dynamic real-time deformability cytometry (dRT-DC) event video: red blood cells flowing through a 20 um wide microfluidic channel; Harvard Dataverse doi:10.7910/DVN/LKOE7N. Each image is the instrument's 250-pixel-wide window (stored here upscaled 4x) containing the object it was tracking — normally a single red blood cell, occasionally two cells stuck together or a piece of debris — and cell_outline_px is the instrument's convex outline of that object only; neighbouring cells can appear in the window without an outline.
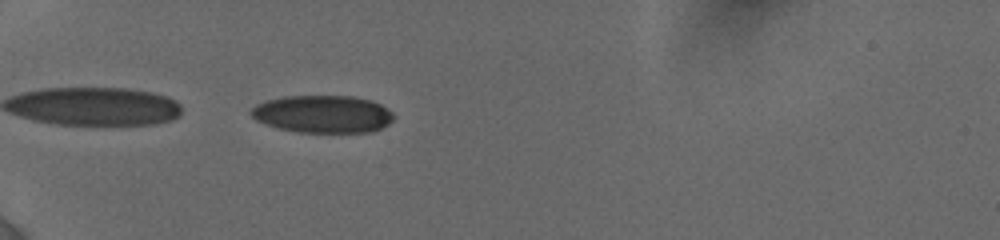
{"species": "human", "species_latin": "Homo sapiens", "temperature_condition": "cold", "stored_images_in_passage": 23, "camera_frame_rate_fps": 3000, "um_per_image_px": 0.085, "donor": {"sex": "female"}, "frame": {"image": 1, "passage_image": 1, "time_ms": 0.0, "image_size_px": [1000, 240], "cell_outline_px": [[392, 120], [388, 124], [372, 132], [300, 132], [280, 128], [256, 120], [248, 112], [256, 104], [264, 100], [284, 96], [352, 96], [372, 100], [380, 104], [392, 112]], "centroid_in_image_um": [27.42, 9.68], "position_along_channel_um": 57.6, "area_um2": 31.1}}
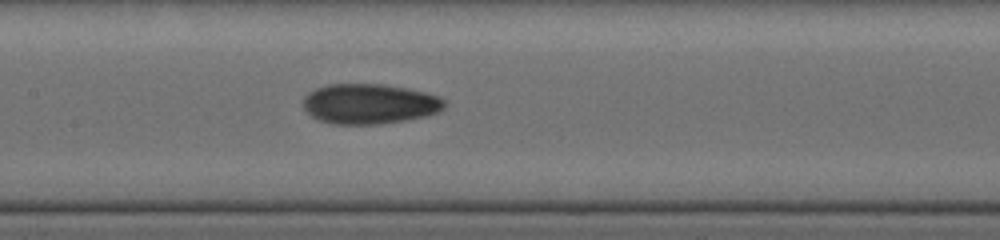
{"frame": {"image": 2, "passage_image": 11, "time_ms": 3.667, "image_size_px": [1000, 240], "cell_outline_px": [[444, 108], [428, 116], [408, 120], [380, 124], [332, 124], [320, 120], [312, 116], [304, 108], [304, 96], [308, 92], [316, 88], [328, 84], [384, 84], [424, 92], [440, 96], [444, 100]], "centroid_in_image_um": [31.41, 8.83], "position_along_channel_um": 176.0, "area_um2": 33.06}}
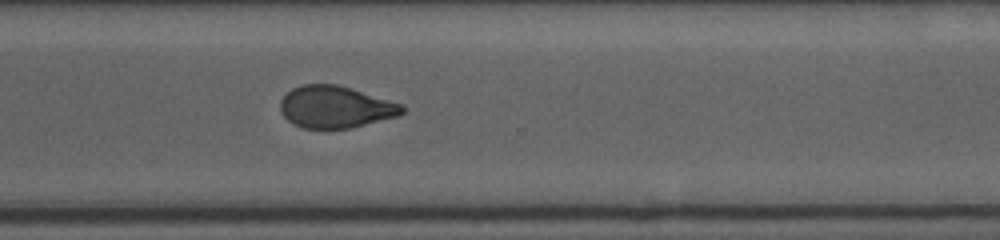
{"frame": {"image": 3, "passage_image": 23, "time_ms": 8.0, "image_size_px": [1000, 240], "cell_outline_px": [[404, 112], [396, 116], [352, 128], [304, 128], [288, 120], [280, 112], [280, 100], [292, 88], [300, 84], [336, 84], [404, 104]], "centroid_in_image_um": [28.5, 9.08], "position_along_channel_um": 342.1, "area_um2": 29.65}}